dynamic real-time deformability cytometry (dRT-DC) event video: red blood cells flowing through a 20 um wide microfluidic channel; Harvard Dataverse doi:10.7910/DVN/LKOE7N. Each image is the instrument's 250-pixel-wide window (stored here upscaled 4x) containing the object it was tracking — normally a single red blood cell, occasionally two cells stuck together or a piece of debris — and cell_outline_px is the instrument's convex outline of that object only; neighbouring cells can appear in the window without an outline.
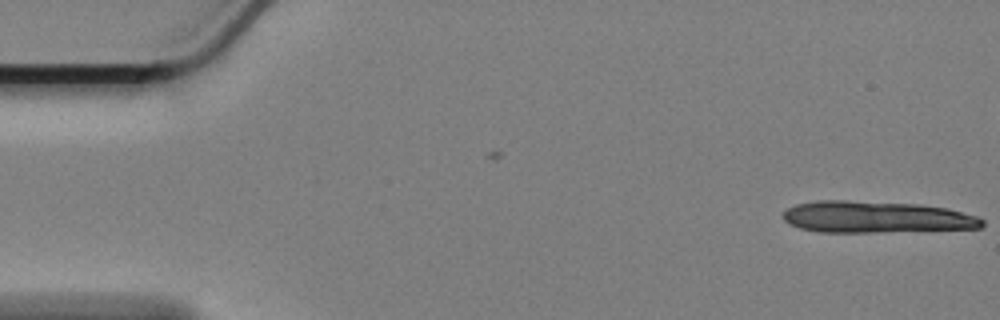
{"species": "Egyptian fruit bat (a non-hibernating species)", "species_latin": "Rousettus aegyptiacus", "temperature_condition": "cold", "stored_images_in_passage": 13, "camera_frame_rate_fps": 3000, "um_per_image_px": 0.085, "animal": {"sex": "female"}, "frame": {"image": 1, "passage_image": 1, "time_ms": 0.0, "image_size_px": [1000, 320], "cell_outline_px": [[984, 224], [980, 228], [872, 232], [820, 232], [800, 228], [784, 220], [784, 212], [788, 208], [796, 204], [816, 200], [848, 200], [920, 204], [948, 208], [976, 216], [984, 220]], "centroid_in_image_um": [74.48, 18.44], "position_along_channel_um": 10.5, "area_um2": 36.65}}